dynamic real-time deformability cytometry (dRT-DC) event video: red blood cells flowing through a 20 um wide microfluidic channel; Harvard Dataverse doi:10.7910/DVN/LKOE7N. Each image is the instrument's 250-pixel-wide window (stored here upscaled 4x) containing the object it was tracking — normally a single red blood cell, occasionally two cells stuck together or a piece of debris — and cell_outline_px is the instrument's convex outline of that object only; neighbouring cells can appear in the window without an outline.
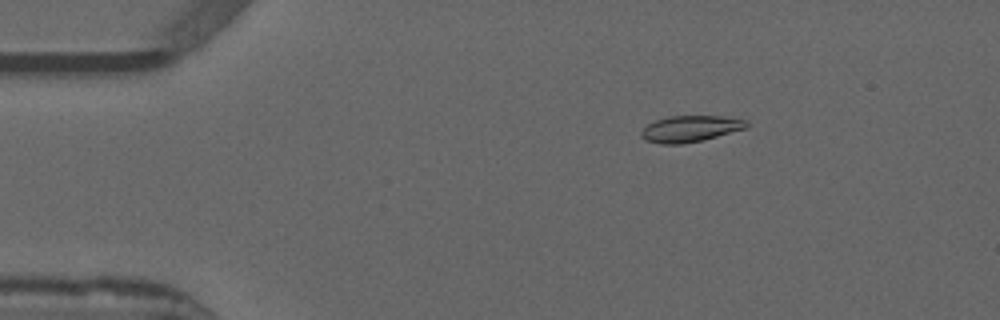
{"species": "common noctule bat (a hibernating species)", "species_latin": "Nyctalus noctula", "temperature_condition": "warm", "stored_images_in_passage": 53, "camera_frame_rate_fps": 3000, "um_per_image_px": 0.085, "animal": {"sex": "male", "forearm_length_mm": 52.5}, "frame": {"image": 1, "passage_image": 9, "time_ms": 2.667, "image_size_px": [1000, 320], "cell_outline_px": [[748, 124], [744, 128], [704, 140], [680, 144], [660, 144], [644, 140], [640, 136], [640, 132], [648, 124], [656, 120], [668, 116], [720, 116], [748, 120]], "centroid_in_image_um": [58.62, 10.95], "position_along_channel_um": 26.4, "area_um2": 16.07}}
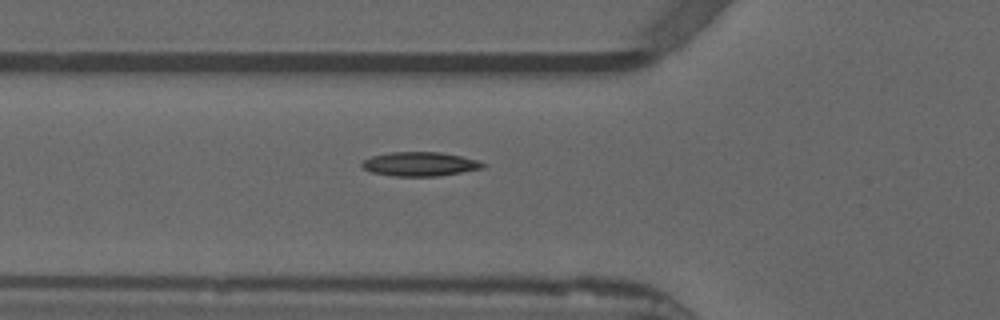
{"frame": {"image": 2, "passage_image": 19, "time_ms": 6.0, "image_size_px": [1000, 320], "cell_outline_px": [[488, 164], [484, 168], [440, 176], [392, 176], [372, 172], [364, 168], [360, 164], [364, 160], [372, 156], [392, 152], [440, 152], [480, 160]], "centroid_in_image_um": [35.75, 13.94], "position_along_channel_um": 90.1, "area_um2": 17.05}}
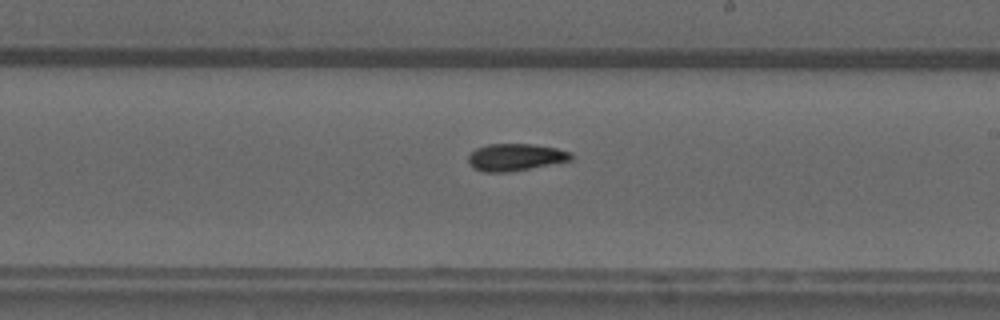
{"frame": {"image": 3, "passage_image": 31, "time_ms": 10.0, "image_size_px": [1000, 320], "cell_outline_px": [[572, 160], [508, 172], [484, 172], [472, 168], [468, 164], [468, 156], [476, 148], [488, 144], [532, 144], [556, 148], [572, 152]], "centroid_in_image_um": [43.78, 13.36], "position_along_channel_um": 245.2, "area_um2": 16.24}, "authors_computed_cell_mechanics": {"area_um2": 16.0106, "velocity_mm_per_s": 3.8691, "shape_relaxation_time_tau1_ms": null, "shape_relaxation_time_tau2_ms": 5.9921, "deformation_change_tau1": null, "deformation_change_tau2": 0.1074}}